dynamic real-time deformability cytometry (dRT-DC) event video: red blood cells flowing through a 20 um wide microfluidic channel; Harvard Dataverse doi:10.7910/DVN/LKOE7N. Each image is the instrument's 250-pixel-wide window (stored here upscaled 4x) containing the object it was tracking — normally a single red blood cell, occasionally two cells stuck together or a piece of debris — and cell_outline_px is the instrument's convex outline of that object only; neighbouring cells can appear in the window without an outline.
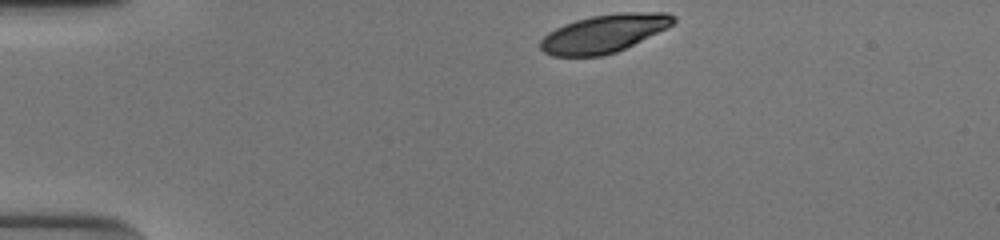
{"species": "human", "species_latin": "Homo sapiens", "temperature_condition": "cold", "stored_images_in_passage": 36, "camera_frame_rate_fps": 3000, "um_per_image_px": 0.085, "donor": {"sex": "male"}, "frame": {"image": 1, "passage_image": 1, "time_ms": 0.0, "image_size_px": [1000, 240], "cell_outline_px": [[676, 20], [668, 28], [616, 52], [600, 56], [552, 56], [544, 52], [540, 48], [540, 40], [548, 32], [564, 24], [576, 20], [592, 16], [616, 12], [668, 12], [676, 16]], "centroid_in_image_um": [51.36, 2.83], "position_along_channel_um": 33.6, "area_um2": 29.59}}
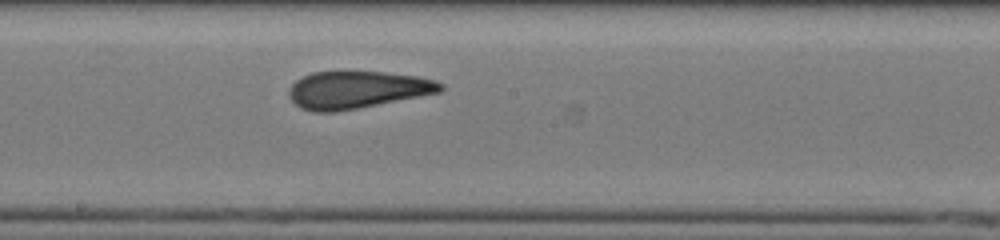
{"frame": {"image": 2, "passage_image": 20, "time_ms": 6.333, "image_size_px": [1000, 240], "cell_outline_px": [[444, 88], [440, 92], [420, 96], [336, 112], [316, 112], [300, 108], [292, 100], [288, 92], [292, 84], [296, 80], [312, 72], [384, 72], [416, 76], [436, 80], [444, 84]], "centroid_in_image_um": [30.36, 7.63], "position_along_channel_um": 217.8, "area_um2": 32.71}}
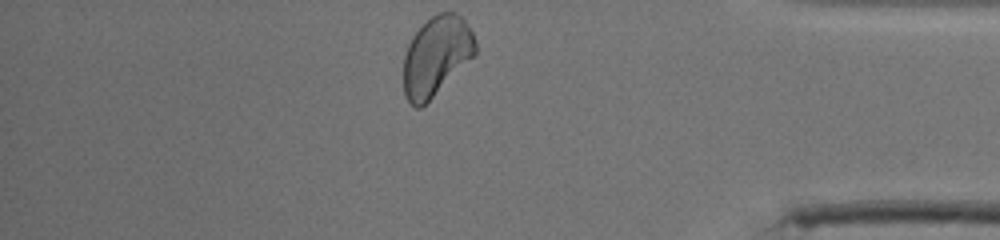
{"frame": {"image": 3, "passage_image": 36, "time_ms": 11.667, "image_size_px": [1000, 240], "cell_outline_px": [[476, 52], [420, 108], [416, 108], [408, 100], [404, 92], [404, 56], [408, 44], [412, 36], [436, 12], [456, 12], [464, 20], [472, 32], [476, 44]], "centroid_in_image_um": [37.06, 4.72], "position_along_channel_um": 398.1, "area_um2": 32.25}, "authors_computed_cell_mechanics": {"area_um2": 33.3217, "velocity_mm_per_s": 3.8736, "shape_relaxation_time_tau1_ms": 4.383, "shape_relaxation_time_tau2_ms": 1.3856, "deformation_change_tau1": 0.1431, "deformation_change_tau2": 0.0954}}